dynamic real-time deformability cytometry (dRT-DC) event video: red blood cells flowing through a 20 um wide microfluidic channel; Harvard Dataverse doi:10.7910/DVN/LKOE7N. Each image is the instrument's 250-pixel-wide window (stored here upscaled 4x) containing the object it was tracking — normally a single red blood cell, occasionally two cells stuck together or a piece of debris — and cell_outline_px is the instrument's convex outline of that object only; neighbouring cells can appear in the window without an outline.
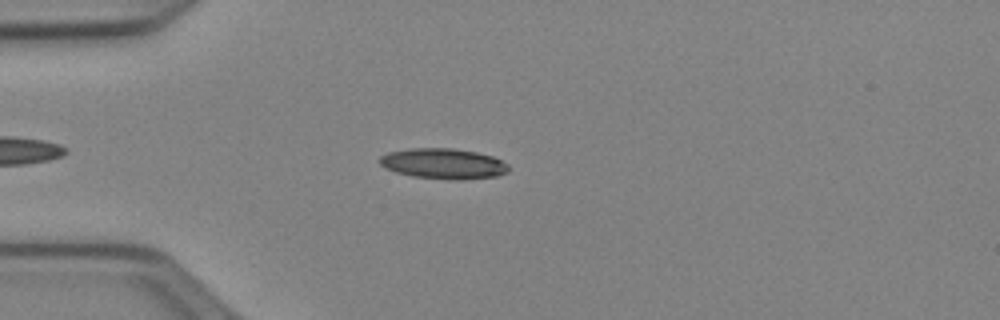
{"species": "Egyptian fruit bat (a non-hibernating species)", "species_latin": "Rousettus aegyptiacus", "temperature_condition": "cold", "stored_images_in_passage": 42, "camera_frame_rate_fps": 3000, "um_per_image_px": 0.085, "animal": {"sex": "female"}, "frame": {"image": 1, "passage_image": 8, "time_ms": 2.333, "image_size_px": [1000, 320], "cell_outline_px": [[508, 172], [496, 176], [460, 180], [452, 180], [412, 176], [396, 172], [384, 168], [380, 164], [380, 156], [388, 152], [412, 148], [452, 148], [476, 152], [492, 156], [508, 164]], "centroid_in_image_um": [37.67, 13.91], "position_along_channel_um": 47.3, "area_um2": 22.89}}
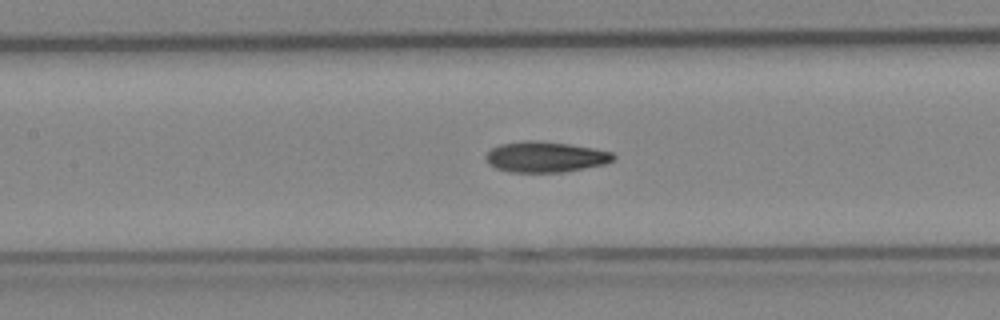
{"frame": {"image": 2, "passage_image": 18, "time_ms": 5.667, "image_size_px": [1000, 320], "cell_outline_px": [[616, 156], [612, 160], [604, 164], [564, 172], [508, 172], [496, 168], [488, 164], [484, 156], [492, 148], [500, 144], [524, 140], [536, 140], [568, 144], [592, 148], [612, 152]], "centroid_in_image_um": [46.31, 13.34], "position_along_channel_um": 161.1, "area_um2": 22.77}}
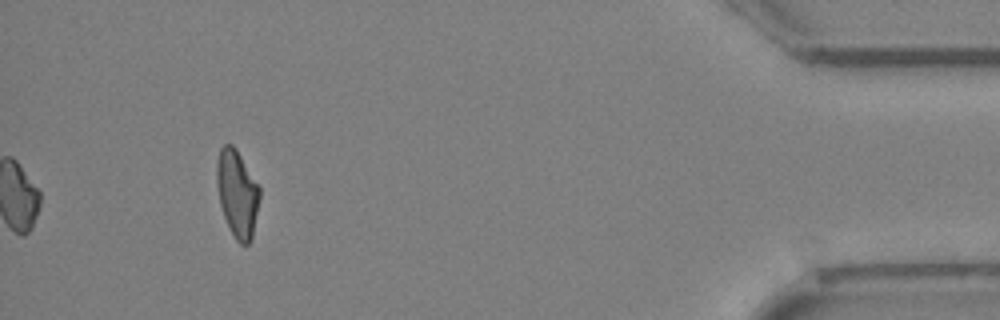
{"frame": {"image": 3, "passage_image": 42, "time_ms": 13.667, "image_size_px": [1000, 320], "cell_outline_px": [[260, 200], [252, 236], [248, 244], [240, 244], [236, 240], [224, 216], [220, 204], [216, 180], [216, 160], [220, 148], [224, 144], [232, 144], [236, 148], [260, 188]], "centroid_in_image_um": [20.16, 16.41], "position_along_channel_um": 415.0, "area_um2": 21.68}, "authors_computed_cell_mechanics": {"area_um2": 22.1952, "velocity_mm_per_s": 3.9609, "shape_relaxation_time_tau1_ms": 6.9186, "shape_relaxation_time_tau2_ms": 4.0703, "deformation_change_tau1": 0.1868, "deformation_change_tau2": 0.1094}}